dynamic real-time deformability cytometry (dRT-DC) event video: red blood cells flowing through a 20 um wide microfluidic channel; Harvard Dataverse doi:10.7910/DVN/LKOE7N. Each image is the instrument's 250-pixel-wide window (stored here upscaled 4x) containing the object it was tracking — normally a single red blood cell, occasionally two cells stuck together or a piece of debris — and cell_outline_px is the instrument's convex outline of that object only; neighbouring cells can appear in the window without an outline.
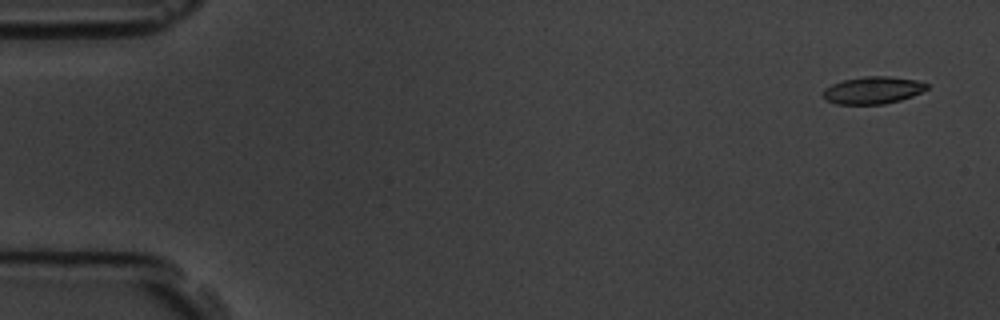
{"species": "common noctule bat (a hibernating species)", "species_latin": "Nyctalus noctula", "temperature_condition": "room temperature", "stored_images_in_passage": 5, "camera_frame_rate_fps": 3000, "um_per_image_px": 0.085, "animal": {"sex": "male", "body_mass_g": 19.5, "forearm_length_mm": 54.6}, "frame": {"image": 1, "passage_image": 1, "time_ms": 0.0, "image_size_px": [1000, 320], "cell_outline_px": [[928, 88], [912, 96], [900, 100], [884, 104], [836, 104], [824, 100], [824, 88], [832, 84], [844, 80], [864, 76], [888, 76], [916, 80], [928, 84]], "centroid_in_image_um": [74.17, 7.67], "position_along_channel_um": 10.8, "area_um2": 16.42}}
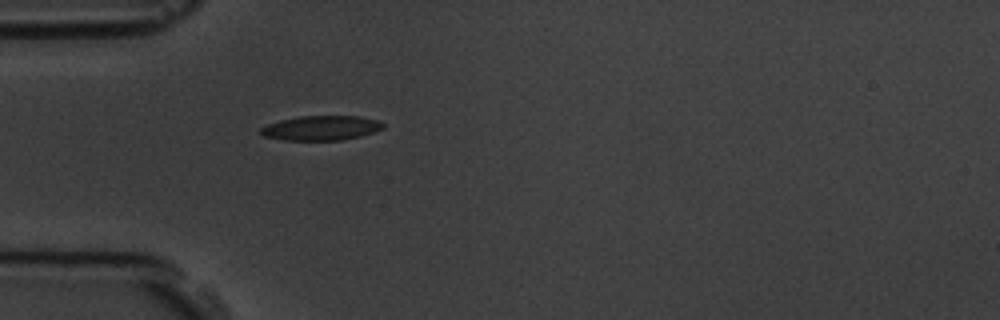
{"frame": {"image": 2, "passage_image": 5, "time_ms": 4.667, "image_size_px": [1000, 320], "cell_outline_px": [[384, 128], [360, 136], [340, 140], [284, 140], [264, 136], [260, 132], [260, 128], [268, 124], [280, 120], [300, 116], [360, 116], [380, 120], [384, 124]], "centroid_in_image_um": [27.31, 10.87], "position_along_channel_um": 57.7, "area_um2": 17.51}}